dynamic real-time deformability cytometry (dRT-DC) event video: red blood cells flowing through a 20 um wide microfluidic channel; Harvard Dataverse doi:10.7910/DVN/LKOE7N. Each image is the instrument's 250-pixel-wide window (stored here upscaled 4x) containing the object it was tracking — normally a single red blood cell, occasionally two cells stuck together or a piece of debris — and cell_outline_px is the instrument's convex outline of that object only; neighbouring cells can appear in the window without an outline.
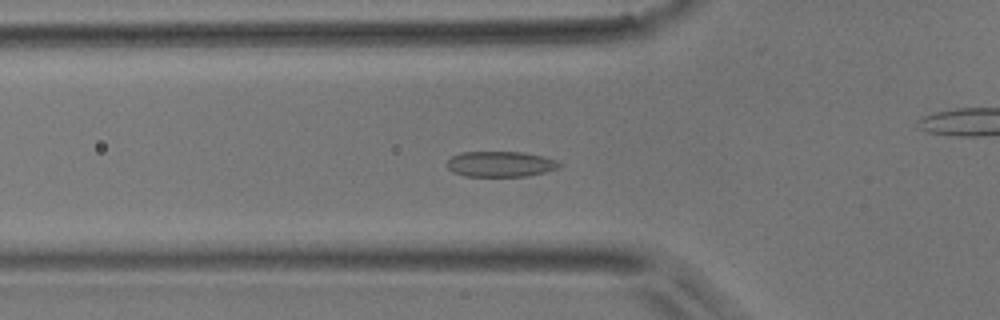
{"species": "common noctule bat (a hibernating species)", "species_latin": "Nyctalus noctula", "temperature_condition": "room temperature", "stored_images_in_passage": 47, "camera_frame_rate_fps": 3000, "um_per_image_px": 0.085, "animal": {"sex": "male", "body_mass_g": 17.9}, "frame": {"image": 1, "passage_image": 13, "time_ms": 4.0, "image_size_px": [1000, 320], "cell_outline_px": [[564, 164], [560, 168], [544, 172], [524, 176], [464, 176], [452, 172], [448, 168], [448, 160], [452, 156], [460, 152], [524, 152], [544, 156], [556, 160]], "centroid_in_image_um": [42.57, 13.94], "position_along_channel_um": 83.2, "area_um2": 16.82}}
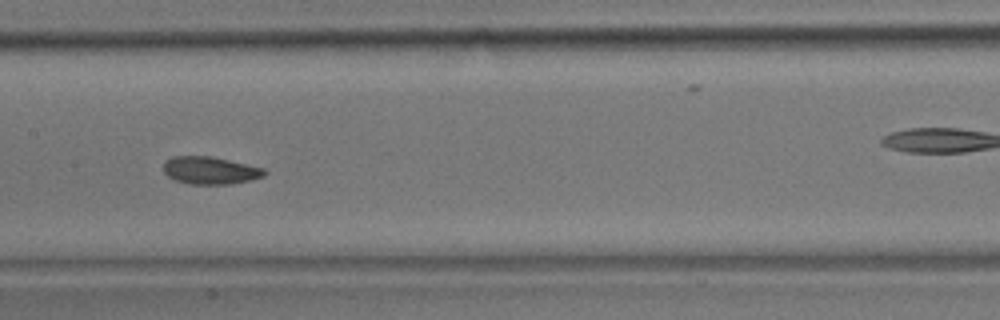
{"frame": {"image": 2, "passage_image": 21, "time_ms": 6.667, "image_size_px": [1000, 320], "cell_outline_px": [[268, 172], [264, 176], [252, 180], [232, 184], [188, 184], [176, 180], [168, 176], [164, 172], [164, 160], [172, 156], [212, 156], [264, 168]], "centroid_in_image_um": [17.88, 14.48], "position_along_channel_um": 189.5, "area_um2": 16.36}}
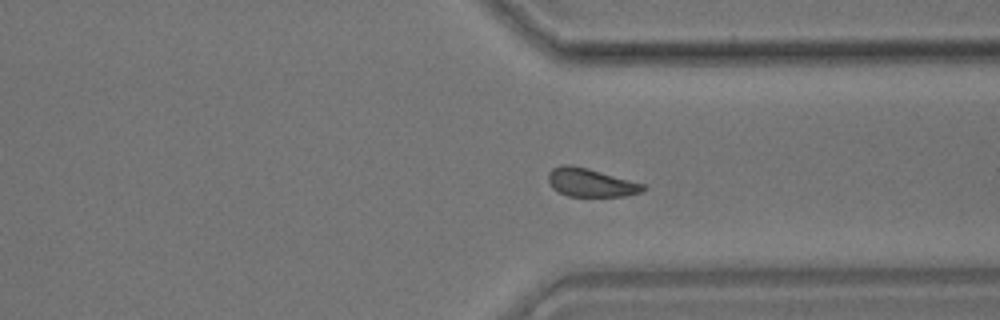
{"frame": {"image": 3, "passage_image": 34, "time_ms": 11.0, "image_size_px": [1000, 320], "cell_outline_px": [[648, 188], [640, 192], [624, 196], [568, 196], [552, 188], [548, 180], [548, 172], [552, 168], [564, 164], [572, 164], [588, 168], [644, 184]], "centroid_in_image_um": [50.19, 15.51], "position_along_channel_um": 361.2, "area_um2": 15.66}, "authors_computed_cell_mechanics": {"area_um2": 16.2996, "velocity_mm_per_s": 3.9591, "shape_relaxation_time_tau1_ms": 2.7728, "shape_relaxation_time_tau2_ms": 7.5095, "deformation_change_tau1": 0.0702, "deformation_change_tau2": 0.1007}}